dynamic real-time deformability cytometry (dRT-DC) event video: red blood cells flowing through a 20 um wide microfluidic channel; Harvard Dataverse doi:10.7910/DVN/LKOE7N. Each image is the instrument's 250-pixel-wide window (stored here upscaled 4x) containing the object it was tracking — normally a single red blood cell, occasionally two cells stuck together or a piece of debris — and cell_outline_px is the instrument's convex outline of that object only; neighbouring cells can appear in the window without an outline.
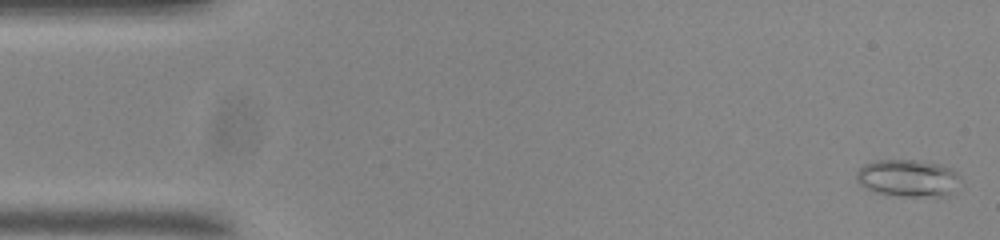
{"species": "common noctule bat (a hibernating species)", "species_latin": "Nyctalus noctula", "temperature_condition": "room temperature", "stored_images_in_passage": 55, "camera_frame_rate_fps": 3000, "um_per_image_px": 0.085, "animal": {"sex": "male", "body_mass_g": 20.0, "forearm_length_mm": 53.3}, "frame": {"image": 1, "passage_image": 2, "time_ms": 0.333, "image_size_px": [1000, 240], "cell_outline_px": [[956, 176], [948, 192], [940, 196], [900, 196], [876, 192], [860, 184], [856, 180], [856, 172], [864, 164], [876, 160], [920, 160], [940, 164], [956, 172]], "centroid_in_image_um": [77.04, 15.11], "position_along_channel_um": 8.0, "area_um2": 21.68}}
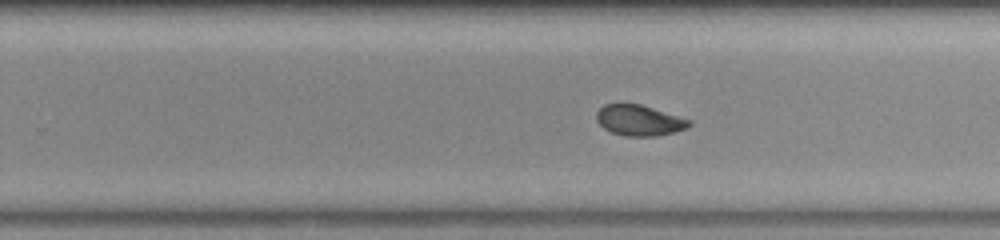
{"frame": {"image": 2, "passage_image": 34, "time_ms": 11.0, "image_size_px": [1000, 240], "cell_outline_px": [[692, 124], [684, 128], [672, 132], [656, 136], [624, 136], [612, 132], [604, 128], [596, 120], [596, 112], [604, 104], [640, 104], [692, 120]], "centroid_in_image_um": [54.31, 10.23], "position_along_channel_um": 275.5, "area_um2": 16.42}}
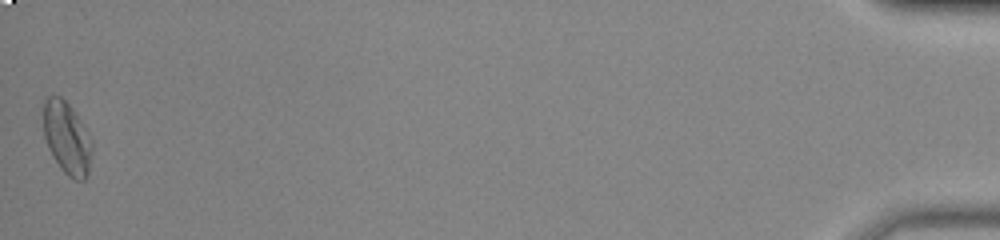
{"frame": {"image": 3, "passage_image": 55, "time_ms": 18.0, "image_size_px": [1000, 240], "cell_outline_px": [[92, 148], [88, 172], [84, 180], [76, 180], [68, 176], [60, 168], [52, 156], [48, 148], [44, 136], [44, 100], [48, 96], [60, 96], [68, 104], [92, 140]], "centroid_in_image_um": [5.67, 11.76], "position_along_channel_um": 429.5, "area_um2": 20.11}, "authors_computed_cell_mechanics": {"area_um2": 17.5712, "velocity_mm_per_s": 3.6954, "shape_relaxation_time_tau1_ms": null, "shape_relaxation_time_tau2_ms": 1.9964, "deformation_change_tau1": null, "deformation_change_tau2": 0.0626}}